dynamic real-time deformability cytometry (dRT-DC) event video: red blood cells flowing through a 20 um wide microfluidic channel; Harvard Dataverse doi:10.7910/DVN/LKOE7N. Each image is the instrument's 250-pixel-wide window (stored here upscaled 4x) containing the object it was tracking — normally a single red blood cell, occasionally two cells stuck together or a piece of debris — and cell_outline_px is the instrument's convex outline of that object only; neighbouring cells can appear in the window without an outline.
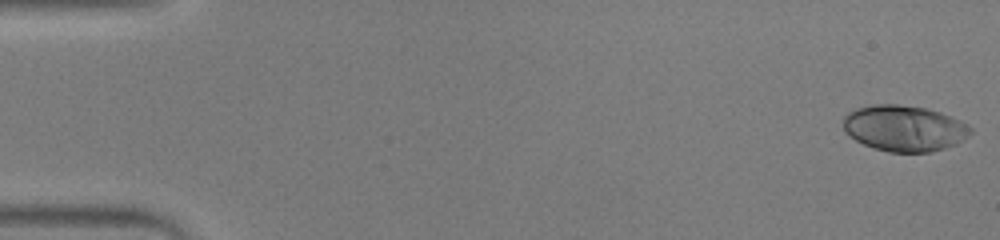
{"species": "human", "species_latin": "Homo sapiens", "temperature_condition": "warm", "stored_images_in_passage": 52, "camera_frame_rate_fps": 3000, "um_per_image_px": 0.085, "donor": {"sex": "male"}, "frame": {"image": 1, "passage_image": 1, "time_ms": 0.0, "image_size_px": [1000, 240], "cell_outline_px": [[972, 132], [968, 136], [956, 144], [932, 152], [888, 152], [872, 148], [848, 136], [844, 132], [844, 116], [848, 112], [856, 108], [876, 104], [896, 104], [924, 108], [940, 112], [952, 116], [972, 128]], "centroid_in_image_um": [76.84, 10.91], "position_along_channel_um": 8.2, "area_um2": 34.16}}
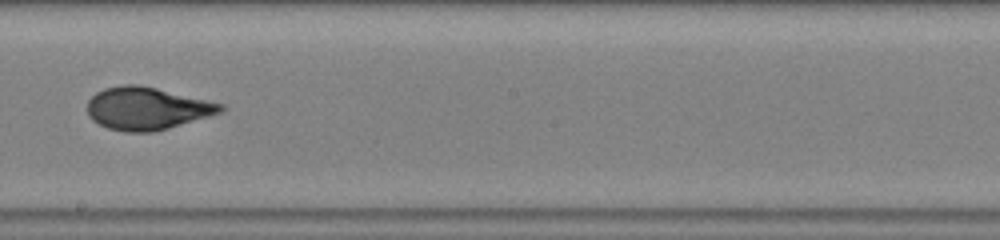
{"frame": {"image": 2, "passage_image": 30, "time_ms": 9.667, "image_size_px": [1000, 240], "cell_outline_px": [[224, 108], [220, 112], [208, 116], [168, 128], [152, 132], [124, 132], [108, 128], [92, 120], [88, 116], [88, 100], [96, 92], [104, 88], [124, 84], [136, 84], [156, 88], [208, 100], [224, 104]], "centroid_in_image_um": [12.45, 9.21], "position_along_channel_um": 235.7, "area_um2": 32.83}}
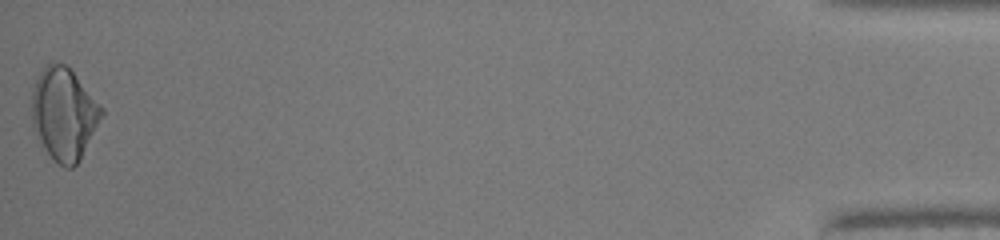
{"frame": {"image": 3, "passage_image": 52, "time_ms": 17.0, "image_size_px": [1000, 240], "cell_outline_px": [[104, 116], [80, 160], [72, 168], [64, 168], [52, 160], [44, 148], [32, 128], [32, 88], [44, 64], [52, 60], [64, 64], [72, 72], [104, 108]], "centroid_in_image_um": [5.43, 9.69], "position_along_channel_um": 429.8, "area_um2": 37.92}, "authors_computed_cell_mechanics": {"area_um2": 32.9171, "velocity_mm_per_s": 3.9633, "shape_relaxation_time_tau1_ms": 7.6153, "shape_relaxation_time_tau2_ms": null, "deformation_change_tau1": 0.2561, "deformation_change_tau2": null}}